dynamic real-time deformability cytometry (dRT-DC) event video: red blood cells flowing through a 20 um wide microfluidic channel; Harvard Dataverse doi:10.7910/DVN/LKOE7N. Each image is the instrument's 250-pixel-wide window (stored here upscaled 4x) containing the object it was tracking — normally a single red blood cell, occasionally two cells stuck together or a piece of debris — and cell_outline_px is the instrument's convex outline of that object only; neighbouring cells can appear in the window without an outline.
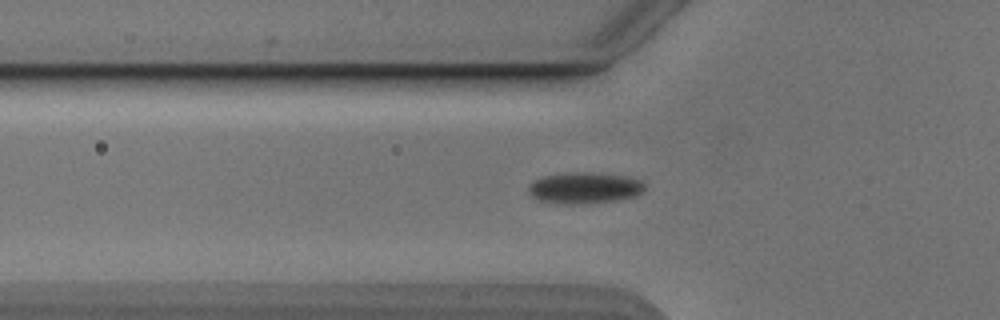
{"species": "Egyptian fruit bat (a non-hibernating species)", "species_latin": "Rousettus aegyptiacus", "temperature_condition": "cold", "stored_images_in_passage": 51, "camera_frame_rate_fps": 3000, "um_per_image_px": 0.085, "animal": {"sex": "male"}, "frame": {"image": 1, "passage_image": 18, "time_ms": 5.667, "image_size_px": [1000, 320], "cell_outline_px": [[644, 188], [636, 196], [612, 200], [584, 204], [560, 204], [540, 200], [532, 196], [528, 192], [528, 184], [544, 176], [568, 172], [600, 172], [624, 176], [640, 180], [644, 184]], "centroid_in_image_um": [49.65, 15.96], "position_along_channel_um": 76.2, "area_um2": 21.15}}
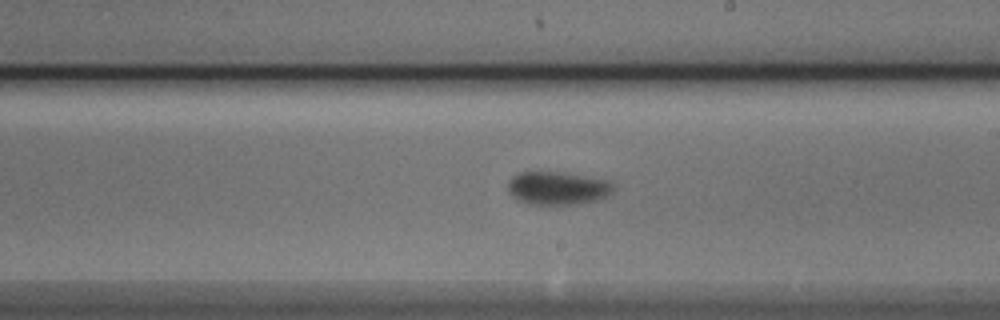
{"frame": {"image": 2, "passage_image": 31, "time_ms": 10.0, "image_size_px": [1000, 320], "cell_outline_px": [[616, 188], [608, 196], [600, 200], [580, 204], [528, 204], [516, 200], [508, 192], [508, 184], [512, 176], [520, 172], [564, 172], [612, 180], [616, 184]], "centroid_in_image_um": [47.48, 15.99], "position_along_channel_um": 241.5, "area_um2": 20.98}}
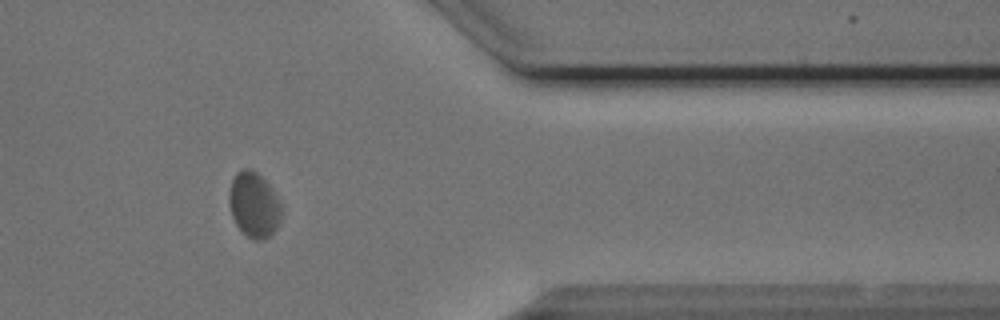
{"frame": {"image": 3, "passage_image": 44, "time_ms": 14.333, "image_size_px": [1000, 320], "cell_outline_px": [[280, 224], [264, 240], [252, 240], [236, 224], [232, 216], [228, 200], [228, 192], [232, 180], [236, 172], [244, 168], [252, 168], [272, 188], [280, 204]], "centroid_in_image_um": [21.56, 17.39], "position_along_channel_um": 389.8, "area_um2": 19.77}, "authors_computed_cell_mechanics": {"area_um2": 20.4612, "velocity_mm_per_s": 3.8138, "shape_relaxation_time_tau1_ms": 3.6682, "shape_relaxation_time_tau2_ms": 0.8826, "deformation_change_tau1": 0.0831, "deformation_change_tau2": 0.0455}}